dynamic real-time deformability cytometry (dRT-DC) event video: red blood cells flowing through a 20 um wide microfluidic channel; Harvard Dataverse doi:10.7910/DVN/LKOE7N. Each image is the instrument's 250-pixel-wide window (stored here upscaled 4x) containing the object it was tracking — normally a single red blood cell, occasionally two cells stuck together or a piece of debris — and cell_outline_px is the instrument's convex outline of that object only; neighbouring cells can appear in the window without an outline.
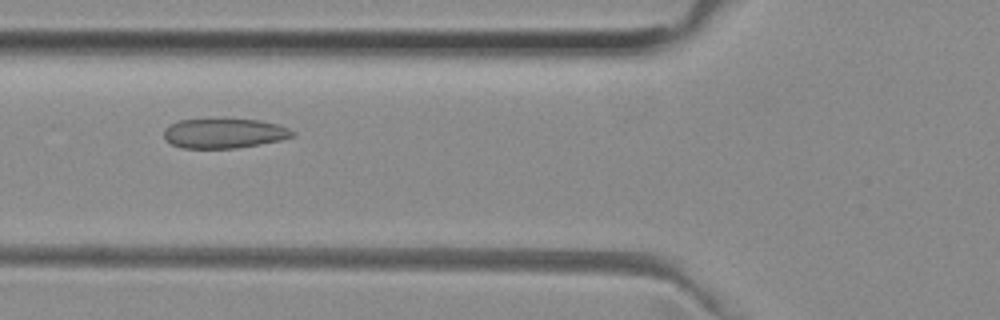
{"species": "common noctule bat (a hibernating species)", "species_latin": "Nyctalus noctula", "temperature_condition": "room temperature", "stored_images_in_passage": 36, "camera_frame_rate_fps": 3000, "um_per_image_px": 0.085, "animal": {"sex": "female", "body_mass_g": 29.2, "forearm_length_mm": 56.3}, "frame": {"image": 1, "passage_image": 6, "time_ms": 1.667, "image_size_px": [1000, 320], "cell_outline_px": [[296, 136], [280, 140], [260, 144], [236, 148], [184, 148], [172, 144], [164, 136], [164, 128], [168, 124], [180, 120], [212, 116], [260, 120], [276, 124], [288, 128], [296, 132]], "centroid_in_image_um": [19.04, 11.28], "position_along_channel_um": 106.8, "area_um2": 23.18}}
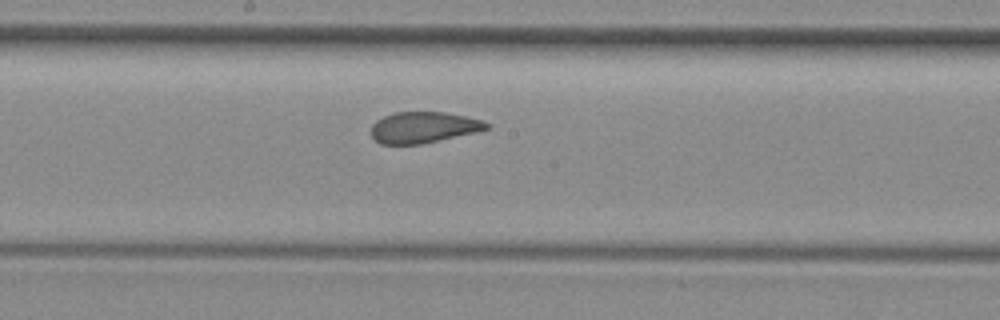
{"frame": {"image": 2, "passage_image": 14, "time_ms": 4.333, "image_size_px": [1000, 320], "cell_outline_px": [[492, 128], [476, 132], [424, 144], [380, 144], [372, 136], [372, 124], [376, 120], [384, 116], [396, 112], [444, 112], [468, 116], [484, 120]], "centroid_in_image_um": [36.04, 10.83], "position_along_channel_um": 212.2, "area_um2": 21.1}}
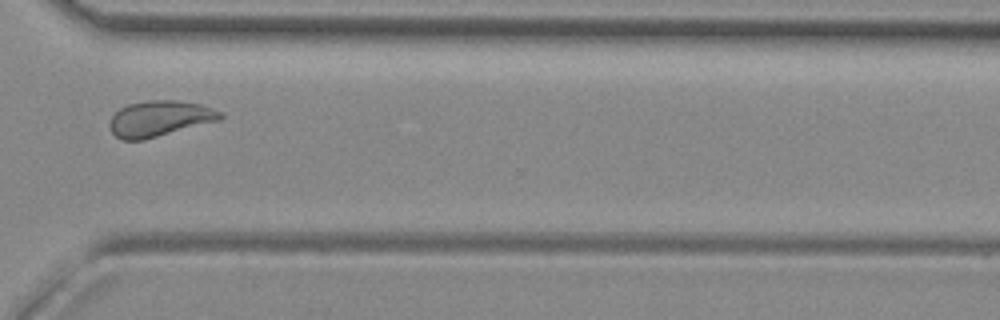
{"frame": {"image": 3, "passage_image": 25, "time_ms": 8.0, "image_size_px": [1000, 320], "cell_outline_px": [[224, 116], [220, 120], [144, 140], [124, 140], [116, 136], [112, 132], [108, 124], [112, 116], [120, 108], [128, 104], [148, 100], [180, 100], [200, 104], [220, 112]], "centroid_in_image_um": [13.55, 10.08], "position_along_channel_um": 357.0, "area_um2": 23.0}, "authors_computed_cell_mechanics": {"area_um2": 22.5131, "velocity_mm_per_s": 3.9503, "shape_relaxation_time_tau1_ms": 6.0043, "shape_relaxation_time_tau2_ms": 0.883, "deformation_change_tau1": 0.1364, "deformation_change_tau2": 0.0721}}